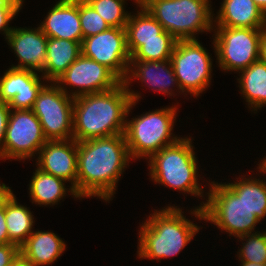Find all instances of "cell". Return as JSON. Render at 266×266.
<instances>
[{
    "mask_svg": "<svg viewBox=\"0 0 266 266\" xmlns=\"http://www.w3.org/2000/svg\"><path fill=\"white\" fill-rule=\"evenodd\" d=\"M124 134L77 142V196L111 200L130 159Z\"/></svg>",
    "mask_w": 266,
    "mask_h": 266,
    "instance_id": "6da1fadb",
    "label": "cell"
},
{
    "mask_svg": "<svg viewBox=\"0 0 266 266\" xmlns=\"http://www.w3.org/2000/svg\"><path fill=\"white\" fill-rule=\"evenodd\" d=\"M139 98L124 82L109 91L75 97L73 139L80 142L124 134L125 118Z\"/></svg>",
    "mask_w": 266,
    "mask_h": 266,
    "instance_id": "7a4b0ae2",
    "label": "cell"
},
{
    "mask_svg": "<svg viewBox=\"0 0 266 266\" xmlns=\"http://www.w3.org/2000/svg\"><path fill=\"white\" fill-rule=\"evenodd\" d=\"M140 228L139 258L162 259L177 255L200 229L177 207L156 210Z\"/></svg>",
    "mask_w": 266,
    "mask_h": 266,
    "instance_id": "3957f363",
    "label": "cell"
},
{
    "mask_svg": "<svg viewBox=\"0 0 266 266\" xmlns=\"http://www.w3.org/2000/svg\"><path fill=\"white\" fill-rule=\"evenodd\" d=\"M139 3L177 41L196 40L197 32L213 30L209 0H139Z\"/></svg>",
    "mask_w": 266,
    "mask_h": 266,
    "instance_id": "277c9868",
    "label": "cell"
},
{
    "mask_svg": "<svg viewBox=\"0 0 266 266\" xmlns=\"http://www.w3.org/2000/svg\"><path fill=\"white\" fill-rule=\"evenodd\" d=\"M191 143L190 138H180L154 154L149 159L150 176L156 183L201 197L203 190L197 182V159Z\"/></svg>",
    "mask_w": 266,
    "mask_h": 266,
    "instance_id": "5b68a950",
    "label": "cell"
},
{
    "mask_svg": "<svg viewBox=\"0 0 266 266\" xmlns=\"http://www.w3.org/2000/svg\"><path fill=\"white\" fill-rule=\"evenodd\" d=\"M209 191L207 202L195 208L192 214L201 220L214 223L234 237L253 232L260 221L247 207L242 197H239L226 183L211 182Z\"/></svg>",
    "mask_w": 266,
    "mask_h": 266,
    "instance_id": "8992f818",
    "label": "cell"
},
{
    "mask_svg": "<svg viewBox=\"0 0 266 266\" xmlns=\"http://www.w3.org/2000/svg\"><path fill=\"white\" fill-rule=\"evenodd\" d=\"M176 109V106L157 109L126 121L124 135L131 159L145 156L150 159L180 139L177 136L171 138Z\"/></svg>",
    "mask_w": 266,
    "mask_h": 266,
    "instance_id": "52a82bcc",
    "label": "cell"
},
{
    "mask_svg": "<svg viewBox=\"0 0 266 266\" xmlns=\"http://www.w3.org/2000/svg\"><path fill=\"white\" fill-rule=\"evenodd\" d=\"M64 86L45 85L39 92L32 111L39 119L47 140L73 139L74 98Z\"/></svg>",
    "mask_w": 266,
    "mask_h": 266,
    "instance_id": "ba28073f",
    "label": "cell"
},
{
    "mask_svg": "<svg viewBox=\"0 0 266 266\" xmlns=\"http://www.w3.org/2000/svg\"><path fill=\"white\" fill-rule=\"evenodd\" d=\"M196 40H178L171 55V63L181 92L198 96L211 82V55Z\"/></svg>",
    "mask_w": 266,
    "mask_h": 266,
    "instance_id": "9c48e42d",
    "label": "cell"
},
{
    "mask_svg": "<svg viewBox=\"0 0 266 266\" xmlns=\"http://www.w3.org/2000/svg\"><path fill=\"white\" fill-rule=\"evenodd\" d=\"M214 50L223 70L242 71L259 60L263 29L216 27Z\"/></svg>",
    "mask_w": 266,
    "mask_h": 266,
    "instance_id": "30bf717a",
    "label": "cell"
},
{
    "mask_svg": "<svg viewBox=\"0 0 266 266\" xmlns=\"http://www.w3.org/2000/svg\"><path fill=\"white\" fill-rule=\"evenodd\" d=\"M46 142L40 121L32 109H11L3 141V158H31Z\"/></svg>",
    "mask_w": 266,
    "mask_h": 266,
    "instance_id": "8fae6325",
    "label": "cell"
},
{
    "mask_svg": "<svg viewBox=\"0 0 266 266\" xmlns=\"http://www.w3.org/2000/svg\"><path fill=\"white\" fill-rule=\"evenodd\" d=\"M81 54L109 68L122 82L127 77L131 56L125 28L110 27L82 39Z\"/></svg>",
    "mask_w": 266,
    "mask_h": 266,
    "instance_id": "7c38bea8",
    "label": "cell"
},
{
    "mask_svg": "<svg viewBox=\"0 0 266 266\" xmlns=\"http://www.w3.org/2000/svg\"><path fill=\"white\" fill-rule=\"evenodd\" d=\"M57 85L76 86L72 97L109 91L122 81L106 66L80 55L55 81ZM81 89V90H80Z\"/></svg>",
    "mask_w": 266,
    "mask_h": 266,
    "instance_id": "4fadbf2b",
    "label": "cell"
},
{
    "mask_svg": "<svg viewBox=\"0 0 266 266\" xmlns=\"http://www.w3.org/2000/svg\"><path fill=\"white\" fill-rule=\"evenodd\" d=\"M37 168L71 182L70 194L77 196V141L47 140L39 150Z\"/></svg>",
    "mask_w": 266,
    "mask_h": 266,
    "instance_id": "5bb4252c",
    "label": "cell"
},
{
    "mask_svg": "<svg viewBox=\"0 0 266 266\" xmlns=\"http://www.w3.org/2000/svg\"><path fill=\"white\" fill-rule=\"evenodd\" d=\"M40 76L31 70L9 68L0 78V101L11 109H32L41 89L45 86Z\"/></svg>",
    "mask_w": 266,
    "mask_h": 266,
    "instance_id": "9a60e30c",
    "label": "cell"
},
{
    "mask_svg": "<svg viewBox=\"0 0 266 266\" xmlns=\"http://www.w3.org/2000/svg\"><path fill=\"white\" fill-rule=\"evenodd\" d=\"M6 39L19 59V64L11 67L43 73L48 37L40 27L37 29L13 28Z\"/></svg>",
    "mask_w": 266,
    "mask_h": 266,
    "instance_id": "2e32d148",
    "label": "cell"
},
{
    "mask_svg": "<svg viewBox=\"0 0 266 266\" xmlns=\"http://www.w3.org/2000/svg\"><path fill=\"white\" fill-rule=\"evenodd\" d=\"M39 27L48 38L82 42L79 0H59Z\"/></svg>",
    "mask_w": 266,
    "mask_h": 266,
    "instance_id": "e0dca14e",
    "label": "cell"
},
{
    "mask_svg": "<svg viewBox=\"0 0 266 266\" xmlns=\"http://www.w3.org/2000/svg\"><path fill=\"white\" fill-rule=\"evenodd\" d=\"M217 27L266 28V15L253 0H223L216 17Z\"/></svg>",
    "mask_w": 266,
    "mask_h": 266,
    "instance_id": "ac0fdd59",
    "label": "cell"
},
{
    "mask_svg": "<svg viewBox=\"0 0 266 266\" xmlns=\"http://www.w3.org/2000/svg\"><path fill=\"white\" fill-rule=\"evenodd\" d=\"M167 65V66H166ZM133 69H131L132 67ZM137 68V69H136ZM132 76H131V74ZM134 78L140 79L141 82L144 81L153 87L154 90H158L162 93H169L172 96V88L169 89L171 84H175L179 88L177 78L171 63V60L163 61H140V60H130L128 74L123 81L126 86L130 85V79ZM171 90V92H170Z\"/></svg>",
    "mask_w": 266,
    "mask_h": 266,
    "instance_id": "d6986e66",
    "label": "cell"
},
{
    "mask_svg": "<svg viewBox=\"0 0 266 266\" xmlns=\"http://www.w3.org/2000/svg\"><path fill=\"white\" fill-rule=\"evenodd\" d=\"M65 243L53 232L33 231L20 247V257L32 266L54 263L65 250Z\"/></svg>",
    "mask_w": 266,
    "mask_h": 266,
    "instance_id": "ffe728a7",
    "label": "cell"
},
{
    "mask_svg": "<svg viewBox=\"0 0 266 266\" xmlns=\"http://www.w3.org/2000/svg\"><path fill=\"white\" fill-rule=\"evenodd\" d=\"M81 55V42L67 39L48 38L44 76L54 82Z\"/></svg>",
    "mask_w": 266,
    "mask_h": 266,
    "instance_id": "44dd1931",
    "label": "cell"
},
{
    "mask_svg": "<svg viewBox=\"0 0 266 266\" xmlns=\"http://www.w3.org/2000/svg\"><path fill=\"white\" fill-rule=\"evenodd\" d=\"M135 3L139 4L141 10L137 11L136 16L130 13L125 27L130 56L141 46V41L161 40V32L164 30L139 0H135Z\"/></svg>",
    "mask_w": 266,
    "mask_h": 266,
    "instance_id": "7402d4cb",
    "label": "cell"
},
{
    "mask_svg": "<svg viewBox=\"0 0 266 266\" xmlns=\"http://www.w3.org/2000/svg\"><path fill=\"white\" fill-rule=\"evenodd\" d=\"M15 197L12 190L5 197V217L9 241L20 248L33 232L34 217Z\"/></svg>",
    "mask_w": 266,
    "mask_h": 266,
    "instance_id": "603a6c76",
    "label": "cell"
},
{
    "mask_svg": "<svg viewBox=\"0 0 266 266\" xmlns=\"http://www.w3.org/2000/svg\"><path fill=\"white\" fill-rule=\"evenodd\" d=\"M239 73L242 74L237 80L243 97L257 111L266 104V64L257 60Z\"/></svg>",
    "mask_w": 266,
    "mask_h": 266,
    "instance_id": "cb8c5ba5",
    "label": "cell"
},
{
    "mask_svg": "<svg viewBox=\"0 0 266 266\" xmlns=\"http://www.w3.org/2000/svg\"><path fill=\"white\" fill-rule=\"evenodd\" d=\"M64 182L65 180L62 178L55 177L37 168L29 184L32 203L35 202L38 205L45 206L57 204L67 194Z\"/></svg>",
    "mask_w": 266,
    "mask_h": 266,
    "instance_id": "d4e9b609",
    "label": "cell"
},
{
    "mask_svg": "<svg viewBox=\"0 0 266 266\" xmlns=\"http://www.w3.org/2000/svg\"><path fill=\"white\" fill-rule=\"evenodd\" d=\"M227 185L239 196L242 197L247 207L260 221L266 216V182L259 179L246 178L237 180Z\"/></svg>",
    "mask_w": 266,
    "mask_h": 266,
    "instance_id": "484cf974",
    "label": "cell"
},
{
    "mask_svg": "<svg viewBox=\"0 0 266 266\" xmlns=\"http://www.w3.org/2000/svg\"><path fill=\"white\" fill-rule=\"evenodd\" d=\"M177 40L168 32H161V40L141 41L130 60L163 61L171 58Z\"/></svg>",
    "mask_w": 266,
    "mask_h": 266,
    "instance_id": "4316f807",
    "label": "cell"
},
{
    "mask_svg": "<svg viewBox=\"0 0 266 266\" xmlns=\"http://www.w3.org/2000/svg\"><path fill=\"white\" fill-rule=\"evenodd\" d=\"M99 13L110 27L125 28L129 13L124 10V0H85Z\"/></svg>",
    "mask_w": 266,
    "mask_h": 266,
    "instance_id": "83f0119b",
    "label": "cell"
},
{
    "mask_svg": "<svg viewBox=\"0 0 266 266\" xmlns=\"http://www.w3.org/2000/svg\"><path fill=\"white\" fill-rule=\"evenodd\" d=\"M240 240H246L239 251L241 261L255 262L266 264V234L265 231L249 233L238 237ZM248 238V239H247Z\"/></svg>",
    "mask_w": 266,
    "mask_h": 266,
    "instance_id": "f1b7e54d",
    "label": "cell"
},
{
    "mask_svg": "<svg viewBox=\"0 0 266 266\" xmlns=\"http://www.w3.org/2000/svg\"><path fill=\"white\" fill-rule=\"evenodd\" d=\"M79 17L83 39L110 28L109 24L85 0H79Z\"/></svg>",
    "mask_w": 266,
    "mask_h": 266,
    "instance_id": "f546056e",
    "label": "cell"
},
{
    "mask_svg": "<svg viewBox=\"0 0 266 266\" xmlns=\"http://www.w3.org/2000/svg\"><path fill=\"white\" fill-rule=\"evenodd\" d=\"M20 9L19 5H0V30L5 33L6 38L13 29L8 26V23L18 14Z\"/></svg>",
    "mask_w": 266,
    "mask_h": 266,
    "instance_id": "4dcf8cb0",
    "label": "cell"
},
{
    "mask_svg": "<svg viewBox=\"0 0 266 266\" xmlns=\"http://www.w3.org/2000/svg\"><path fill=\"white\" fill-rule=\"evenodd\" d=\"M20 257V248L15 244L0 245V266H13Z\"/></svg>",
    "mask_w": 266,
    "mask_h": 266,
    "instance_id": "1f68e13d",
    "label": "cell"
},
{
    "mask_svg": "<svg viewBox=\"0 0 266 266\" xmlns=\"http://www.w3.org/2000/svg\"><path fill=\"white\" fill-rule=\"evenodd\" d=\"M11 108L8 103L0 101V158H3V141L5 138V132L7 129L8 117Z\"/></svg>",
    "mask_w": 266,
    "mask_h": 266,
    "instance_id": "d6a6232c",
    "label": "cell"
},
{
    "mask_svg": "<svg viewBox=\"0 0 266 266\" xmlns=\"http://www.w3.org/2000/svg\"><path fill=\"white\" fill-rule=\"evenodd\" d=\"M11 243L9 241L8 230L5 217V198L0 203V245Z\"/></svg>",
    "mask_w": 266,
    "mask_h": 266,
    "instance_id": "836d02e7",
    "label": "cell"
},
{
    "mask_svg": "<svg viewBox=\"0 0 266 266\" xmlns=\"http://www.w3.org/2000/svg\"><path fill=\"white\" fill-rule=\"evenodd\" d=\"M259 60L266 64V28L261 32Z\"/></svg>",
    "mask_w": 266,
    "mask_h": 266,
    "instance_id": "e575fe53",
    "label": "cell"
},
{
    "mask_svg": "<svg viewBox=\"0 0 266 266\" xmlns=\"http://www.w3.org/2000/svg\"><path fill=\"white\" fill-rule=\"evenodd\" d=\"M10 187H7L4 183L0 184V203L10 193Z\"/></svg>",
    "mask_w": 266,
    "mask_h": 266,
    "instance_id": "d590c367",
    "label": "cell"
},
{
    "mask_svg": "<svg viewBox=\"0 0 266 266\" xmlns=\"http://www.w3.org/2000/svg\"><path fill=\"white\" fill-rule=\"evenodd\" d=\"M253 1L266 15V0H253Z\"/></svg>",
    "mask_w": 266,
    "mask_h": 266,
    "instance_id": "8d00e7d4",
    "label": "cell"
},
{
    "mask_svg": "<svg viewBox=\"0 0 266 266\" xmlns=\"http://www.w3.org/2000/svg\"><path fill=\"white\" fill-rule=\"evenodd\" d=\"M13 266H32L30 263L23 260L21 257L13 264Z\"/></svg>",
    "mask_w": 266,
    "mask_h": 266,
    "instance_id": "74e56055",
    "label": "cell"
},
{
    "mask_svg": "<svg viewBox=\"0 0 266 266\" xmlns=\"http://www.w3.org/2000/svg\"><path fill=\"white\" fill-rule=\"evenodd\" d=\"M241 266H266V264H258L255 262L241 261Z\"/></svg>",
    "mask_w": 266,
    "mask_h": 266,
    "instance_id": "f35d334b",
    "label": "cell"
},
{
    "mask_svg": "<svg viewBox=\"0 0 266 266\" xmlns=\"http://www.w3.org/2000/svg\"><path fill=\"white\" fill-rule=\"evenodd\" d=\"M258 169L264 174L266 173V157L263 159V162L259 164Z\"/></svg>",
    "mask_w": 266,
    "mask_h": 266,
    "instance_id": "ab89813d",
    "label": "cell"
},
{
    "mask_svg": "<svg viewBox=\"0 0 266 266\" xmlns=\"http://www.w3.org/2000/svg\"><path fill=\"white\" fill-rule=\"evenodd\" d=\"M0 5H18L12 0H0Z\"/></svg>",
    "mask_w": 266,
    "mask_h": 266,
    "instance_id": "60d3db41",
    "label": "cell"
},
{
    "mask_svg": "<svg viewBox=\"0 0 266 266\" xmlns=\"http://www.w3.org/2000/svg\"><path fill=\"white\" fill-rule=\"evenodd\" d=\"M14 1L15 3H17L20 7H22V4H23V1L24 0H12Z\"/></svg>",
    "mask_w": 266,
    "mask_h": 266,
    "instance_id": "b9f144b4",
    "label": "cell"
}]
</instances>
